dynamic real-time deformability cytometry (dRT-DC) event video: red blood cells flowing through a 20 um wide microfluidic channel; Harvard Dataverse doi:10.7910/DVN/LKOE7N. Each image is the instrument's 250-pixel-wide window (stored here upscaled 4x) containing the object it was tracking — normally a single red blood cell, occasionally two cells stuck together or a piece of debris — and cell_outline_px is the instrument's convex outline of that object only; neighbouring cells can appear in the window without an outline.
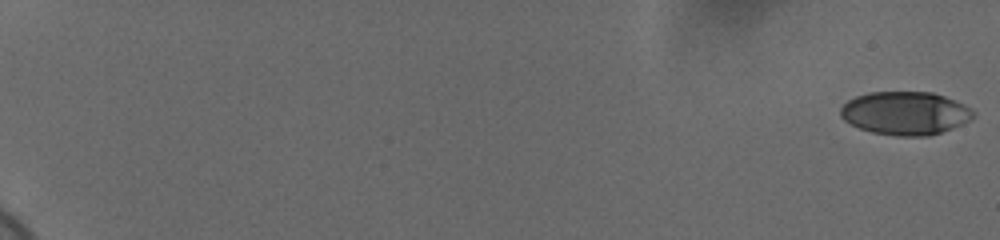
{"species": "human", "species_latin": "Homo sapiens", "temperature_condition": "cold", "stored_images_in_passage": 59, "camera_frame_rate_fps": 3000, "um_per_image_px": 0.085, "donor": {"sex": "female"}, "frame": {"image": 1, "passage_image": 1, "time_ms": 0.0, "image_size_px": [1000, 240], "cell_outline_px": [[976, 112], [968, 120], [952, 128], [928, 136], [896, 136], [872, 132], [860, 128], [844, 120], [840, 116], [840, 108], [848, 100], [856, 96], [868, 92], [932, 92], [956, 100], [972, 108]], "centroid_in_image_um": [76.94, 9.61], "position_along_channel_um": 8.1, "area_um2": 33.41}}
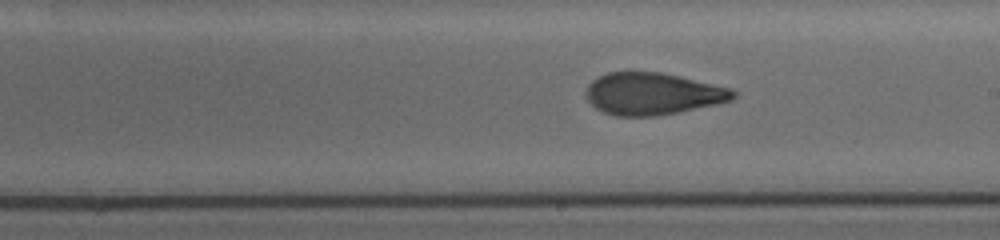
{"frame": {"image": 2, "passage_image": 38, "time_ms": 12.333, "image_size_px": [1000, 240], "cell_outline_px": [[736, 96], [732, 100], [676, 112], [656, 116], [616, 116], [604, 112], [596, 108], [588, 100], [584, 92], [588, 84], [592, 80], [608, 72], [660, 72], [728, 88], [736, 92]], "centroid_in_image_um": [55.4, 7.97], "position_along_channel_um": 233.6, "area_um2": 35.49}}
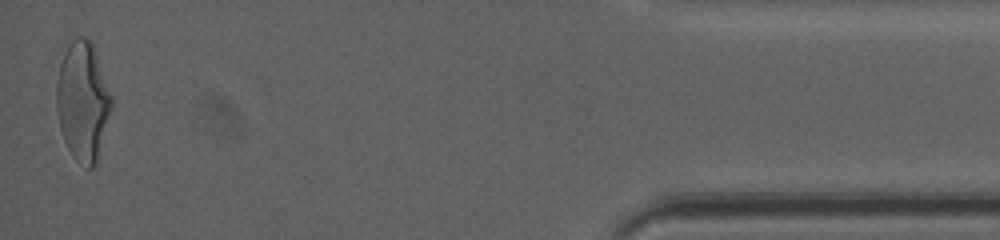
{"frame": {"image": 3, "passage_image": 59, "time_ms": 19.333, "image_size_px": [1000, 240], "cell_outline_px": [[112, 104], [96, 164], [92, 168], [88, 168], [76, 160], [72, 156], [64, 140], [60, 128], [56, 108], [56, 80], [60, 64], [64, 52], [68, 44], [76, 36], [84, 36], [92, 44], [112, 96]], "centroid_in_image_um": [7.01, 8.6], "position_along_channel_um": 428.2, "area_um2": 37.8}, "authors_computed_cell_mechanics": {"area_um2": 35.6048, "velocity_mm_per_s": 3.6887, "shape_relaxation_time_tau1_ms": 5.4948, "shape_relaxation_time_tau2_ms": 1.6775, "deformation_change_tau1": 0.1879, "deformation_change_tau2": 0.0872}}